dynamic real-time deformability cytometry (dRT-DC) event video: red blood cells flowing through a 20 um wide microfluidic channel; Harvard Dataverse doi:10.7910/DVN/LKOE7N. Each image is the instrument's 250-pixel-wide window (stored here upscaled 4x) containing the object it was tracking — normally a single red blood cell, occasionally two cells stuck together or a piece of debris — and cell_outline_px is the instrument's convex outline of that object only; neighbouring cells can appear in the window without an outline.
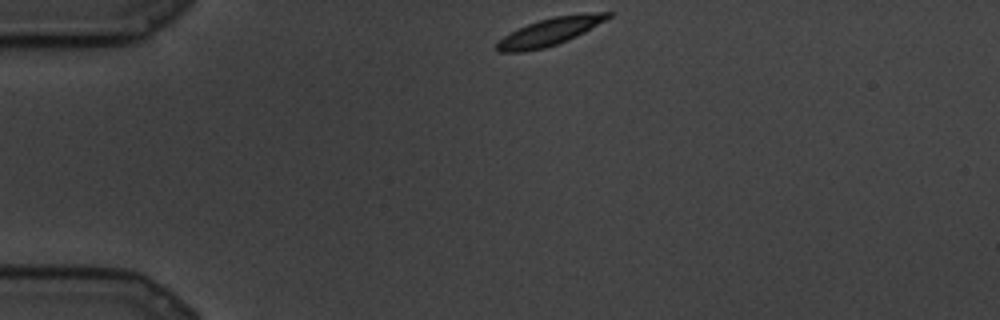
{"species": "common noctule bat (a hibernating species)", "species_latin": "Nyctalus noctula", "temperature_condition": "cold", "stored_images_in_passage": 71, "camera_frame_rate_fps": 3000, "um_per_image_px": 0.085, "animal": {"sex": "male", "body_mass_g": 19.5, "forearm_length_mm": 54.6}, "frame": {"image": 1, "passage_image": 1, "time_ms": 0.0, "image_size_px": [1000, 320], "cell_outline_px": [[612, 16], [584, 32], [568, 40], [544, 48], [524, 52], [500, 52], [496, 48], [496, 44], [504, 36], [528, 24], [552, 16], [584, 12], [612, 12]], "centroid_in_image_um": [46.77, 2.68], "position_along_channel_um": 38.2, "area_um2": 17.69}}
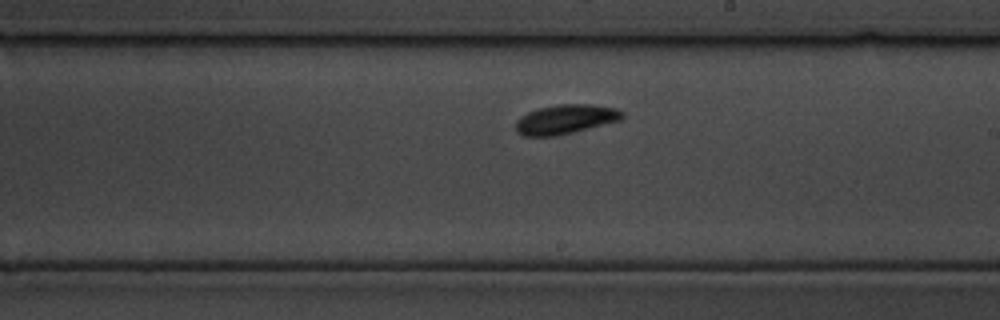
{"frame": {"image": 2, "passage_image": 34, "time_ms": 11.0, "image_size_px": [1000, 320], "cell_outline_px": [[624, 116], [620, 120], [556, 136], [524, 136], [516, 132], [516, 120], [520, 116], [528, 112], [540, 108], [560, 104], [592, 104], [616, 108], [624, 112]], "centroid_in_image_um": [48.06, 10.13], "position_along_channel_um": 240.9, "area_um2": 18.15}}
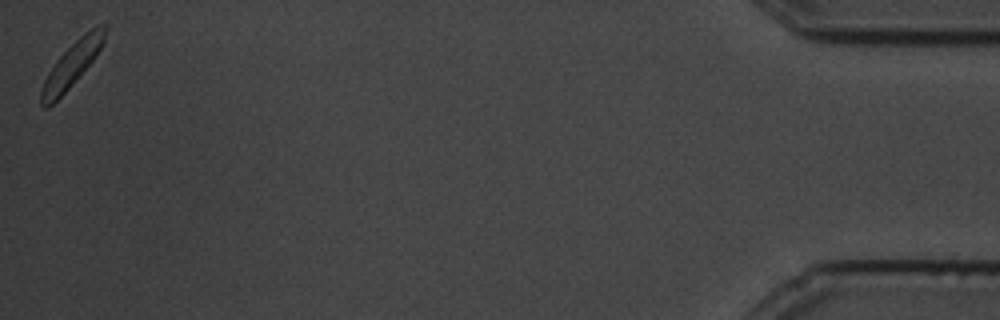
{"frame": {"image": 3, "passage_image": 71, "time_ms": 23.333, "image_size_px": [1000, 320], "cell_outline_px": [[108, 28], [104, 40], [96, 56], [72, 84], [48, 108], [44, 108], [40, 104], [40, 92], [44, 80], [48, 72], [56, 60], [80, 36], [92, 28], [104, 24], [108, 24]], "centroid_in_image_um": [6.1, 5.49], "position_along_channel_um": 429.1, "area_um2": 16.18}}